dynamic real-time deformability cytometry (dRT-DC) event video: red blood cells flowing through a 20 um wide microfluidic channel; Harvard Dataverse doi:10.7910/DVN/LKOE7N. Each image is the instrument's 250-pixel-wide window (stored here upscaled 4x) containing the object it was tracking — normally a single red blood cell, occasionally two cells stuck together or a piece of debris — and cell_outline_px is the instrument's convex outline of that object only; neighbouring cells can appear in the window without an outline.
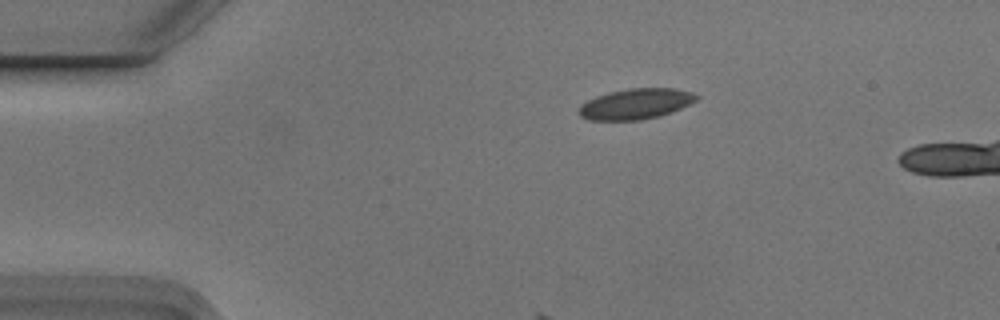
{"species": "Egyptian fruit bat (a non-hibernating species)", "species_latin": "Rousettus aegyptiacus", "temperature_condition": "cold", "stored_images_in_passage": 2, "camera_frame_rate_fps": 3000, "um_per_image_px": 0.085, "animal": {"sex": "male"}, "frame": {"image": 1, "passage_image": 1, "time_ms": 0.0, "image_size_px": [1000, 320], "cell_outline_px": [[700, 96], [696, 100], [672, 112], [660, 116], [640, 120], [588, 120], [580, 116], [576, 112], [580, 104], [596, 96], [608, 92], [628, 88], [676, 88], [692, 92]], "centroid_in_image_um": [54.0, 8.83], "position_along_channel_um": 31.0, "area_um2": 21.15}}